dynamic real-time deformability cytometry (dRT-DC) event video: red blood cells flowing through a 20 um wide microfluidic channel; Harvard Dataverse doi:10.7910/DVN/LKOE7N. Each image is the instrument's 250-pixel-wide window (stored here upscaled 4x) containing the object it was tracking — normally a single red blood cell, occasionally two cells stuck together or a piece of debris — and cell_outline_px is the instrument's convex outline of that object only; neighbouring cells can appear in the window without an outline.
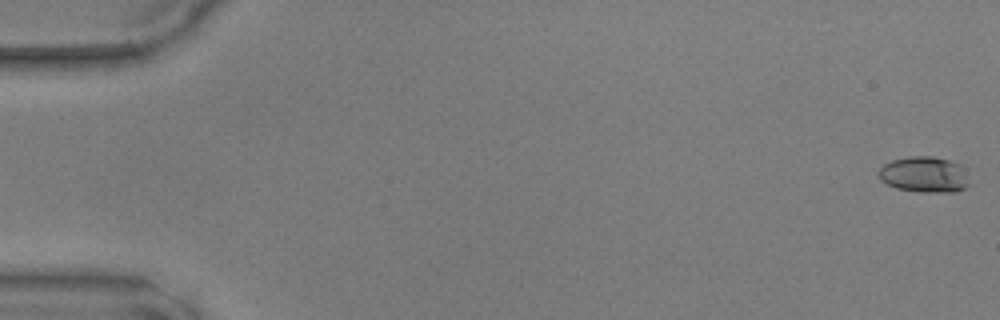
{"species": "common noctule bat (a hibernating species)", "species_latin": "Nyctalus noctula", "temperature_condition": "warm", "stored_images_in_passage": 49, "camera_frame_rate_fps": 3000, "um_per_image_px": 0.085, "animal": {"sex": "male", "body_mass_g": 17.9, "forearm_length_mm": 54.2}, "frame": {"image": 1, "passage_image": 1, "time_ms": 0.0, "image_size_px": [1000, 320], "cell_outline_px": [[972, 184], [956, 192], [920, 192], [896, 188], [880, 180], [876, 172], [884, 164], [892, 160], [908, 156], [932, 156], [948, 160], [960, 164]], "centroid_in_image_um": [78.56, 14.84], "position_along_channel_um": 6.4, "area_um2": 19.19}}
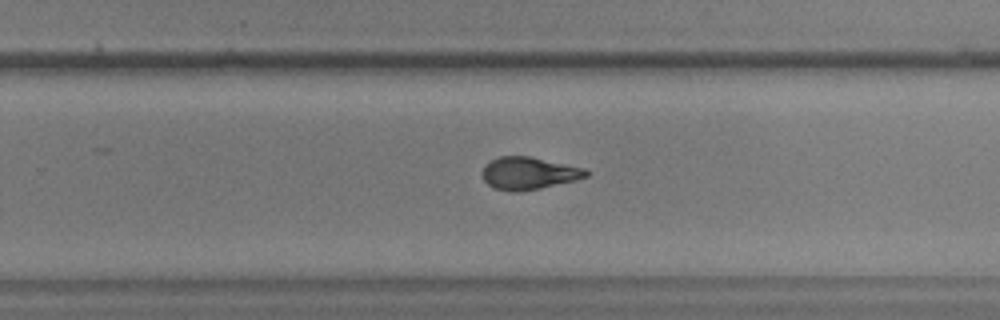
{"frame": {"image": 2, "passage_image": 32, "time_ms": 10.333, "image_size_px": [1000, 320], "cell_outline_px": [[588, 176], [576, 180], [540, 188], [520, 192], [512, 192], [492, 188], [484, 180], [480, 172], [484, 164], [500, 156], [528, 156], [584, 168], [588, 172]], "centroid_in_image_um": [44.88, 14.74], "position_along_channel_um": 284.9, "area_um2": 19.65}}
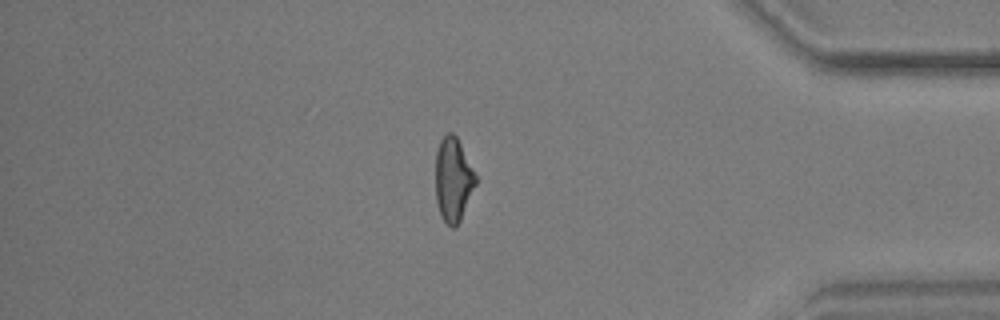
{"frame": {"image": 3, "passage_image": 42, "time_ms": 13.667, "image_size_px": [1000, 320], "cell_outline_px": [[476, 184], [460, 220], [456, 228], [452, 228], [440, 216], [436, 200], [436, 152], [440, 140], [448, 132], [452, 132], [456, 136], [476, 176]], "centroid_in_image_um": [38.5, 15.28], "position_along_channel_um": 396.7, "area_um2": 19.36}}